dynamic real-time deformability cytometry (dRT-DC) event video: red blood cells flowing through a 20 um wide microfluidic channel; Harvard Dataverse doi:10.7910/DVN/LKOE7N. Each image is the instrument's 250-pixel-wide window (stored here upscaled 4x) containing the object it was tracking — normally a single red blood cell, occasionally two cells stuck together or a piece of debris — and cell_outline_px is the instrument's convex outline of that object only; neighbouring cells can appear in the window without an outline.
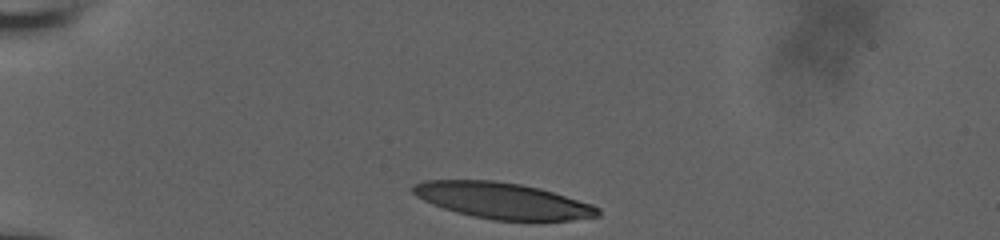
{"species": "human", "species_latin": "Homo sapiens", "temperature_condition": "room temperature", "stored_images_in_passage": 34, "camera_frame_rate_fps": 3000, "um_per_image_px": 0.085, "donor": {"sex": "male"}, "frame": {"image": 1, "passage_image": 1, "time_ms": 0.0, "image_size_px": [1000, 240], "cell_outline_px": [[600, 216], [572, 220], [492, 220], [472, 216], [456, 212], [432, 204], [416, 196], [412, 192], [412, 184], [424, 180], [492, 180], [520, 184], [540, 188], [592, 204], [600, 208]], "centroid_in_image_um": [42.71, 17.05], "position_along_channel_um": 42.3, "area_um2": 38.84}}
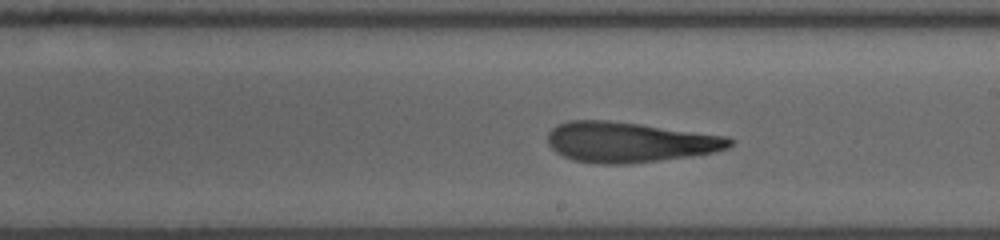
{"frame": {"image": 2, "passage_image": 20, "time_ms": 6.333, "image_size_px": [1000, 240], "cell_outline_px": [[736, 140], [728, 148], [716, 152], [692, 156], [628, 164], [600, 164], [572, 160], [556, 152], [548, 144], [548, 132], [556, 124], [568, 120], [608, 120], [640, 124], [728, 136]], "centroid_in_image_um": [53.51, 12.08], "position_along_channel_um": 235.5, "area_um2": 43.06}}
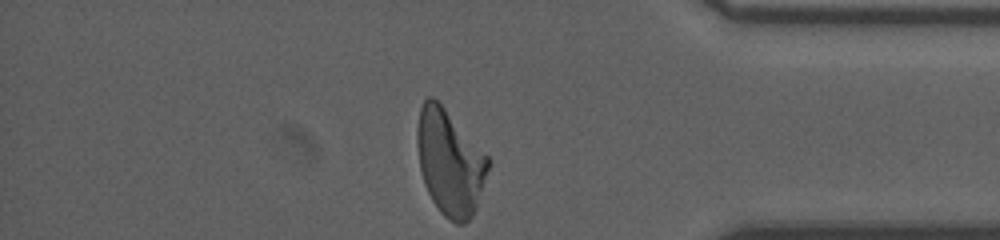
{"frame": {"image": 3, "passage_image": 34, "time_ms": 11.0, "image_size_px": [1000, 240], "cell_outline_px": [[492, 160], [476, 208], [472, 216], [464, 224], [456, 224], [444, 216], [440, 212], [432, 200], [424, 184], [420, 168], [416, 144], [416, 128], [420, 108], [424, 100], [428, 96], [432, 96], [444, 108]], "centroid_in_image_um": [38.23, 13.82], "position_along_channel_um": 397.0, "area_um2": 43.58}, "authors_computed_cell_mechanics": {"area_um2": 42.5408, "velocity_mm_per_s": 3.8724, "shape_relaxation_time_tau1_ms": null, "shape_relaxation_time_tau2_ms": 2.9997, "deformation_change_tau1": null, "deformation_change_tau2": 0.1454}}